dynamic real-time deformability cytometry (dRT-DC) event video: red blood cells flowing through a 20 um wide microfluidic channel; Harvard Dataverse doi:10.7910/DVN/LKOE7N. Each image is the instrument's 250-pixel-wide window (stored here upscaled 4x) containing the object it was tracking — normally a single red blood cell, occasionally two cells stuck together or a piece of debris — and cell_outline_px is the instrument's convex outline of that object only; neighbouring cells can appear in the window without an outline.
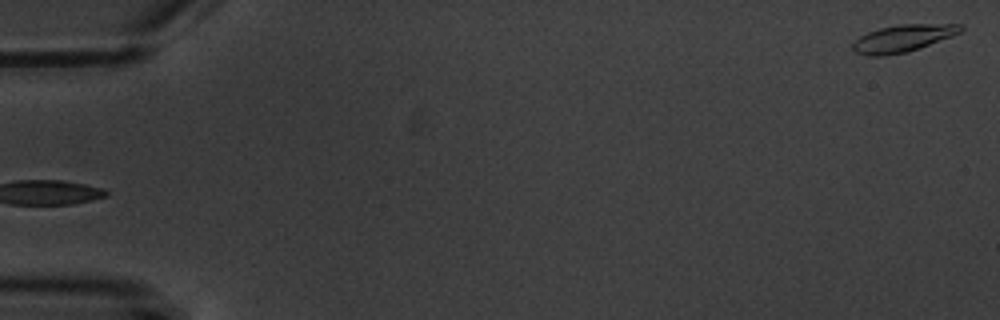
{"species": "common noctule bat (a hibernating species)", "species_latin": "Nyctalus noctula", "temperature_condition": "warm", "stored_images_in_passage": 4, "segment_of_instrument_passage": [2, 2], "camera_frame_rate_fps": 3000, "um_per_image_px": 0.085, "animal": {"sex": "male", "body_mass_g": 20.1, "forearm_length_mm": 53.5}, "frame": {"image": 1, "passage_image": 4, "time_ms": 3.333, "image_size_px": [1000, 320], "cell_outline_px": [[964, 28], [960, 32], [952, 36], [904, 52], [884, 56], [868, 56], [852, 52], [852, 44], [860, 36], [868, 32], [880, 28], [900, 24], [960, 24]], "centroid_in_image_um": [76.69, 3.25], "position_along_channel_um": 8.3, "area_um2": 16.82}}